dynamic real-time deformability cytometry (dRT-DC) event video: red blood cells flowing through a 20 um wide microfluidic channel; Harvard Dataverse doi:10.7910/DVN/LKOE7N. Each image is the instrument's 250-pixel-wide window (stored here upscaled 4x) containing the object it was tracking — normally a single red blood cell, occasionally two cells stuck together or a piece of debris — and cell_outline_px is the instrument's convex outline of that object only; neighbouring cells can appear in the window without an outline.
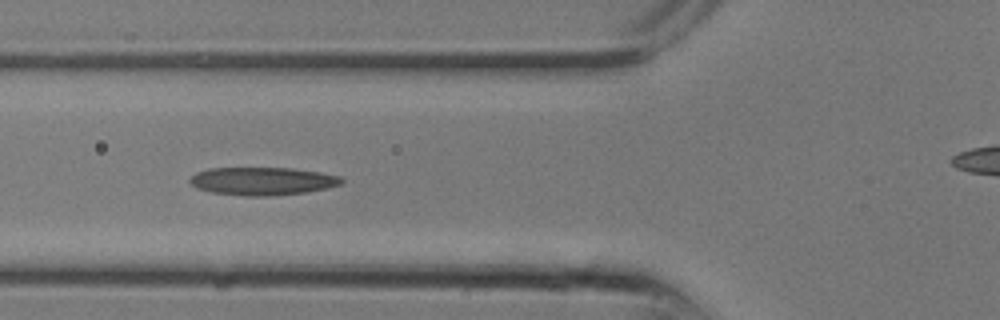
{"species": "common noctule bat (a hibernating species)", "species_latin": "Nyctalus noctula", "temperature_condition": "room temperature", "stored_images_in_passage": 15, "camera_frame_rate_fps": 3000, "um_per_image_px": 0.085, "animal": {"sex": "male", "body_mass_g": 13.3}, "frame": {"image": 1, "passage_image": 9, "time_ms": 2.667, "image_size_px": [1000, 320], "cell_outline_px": [[344, 180], [340, 184], [328, 188], [304, 192], [272, 196], [244, 196], [212, 192], [196, 188], [188, 180], [196, 172], [208, 168], [292, 168], [320, 172], [340, 176]], "centroid_in_image_um": [22.3, 15.39], "position_along_channel_um": 103.5, "area_um2": 24.74}}
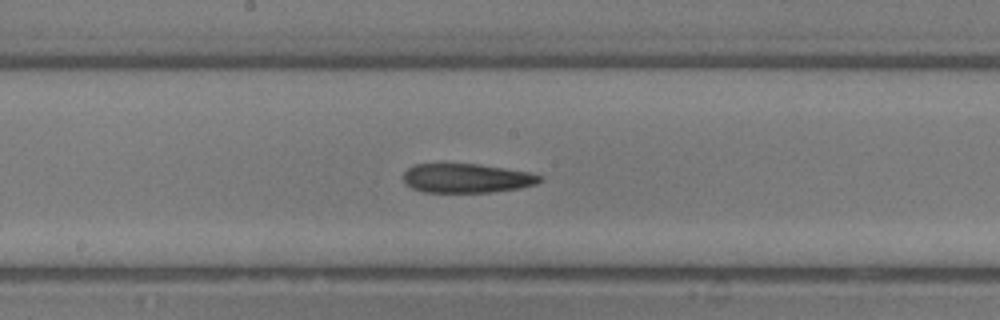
{"frame": {"image": 2, "passage_image": 13, "time_ms": 4.0, "image_size_px": [1000, 320], "cell_outline_px": [[544, 180], [536, 184], [520, 188], [492, 192], [424, 192], [412, 188], [404, 180], [404, 172], [408, 168], [416, 164], [480, 164], [532, 172], [544, 176]], "centroid_in_image_um": [39.75, 15.14], "position_along_channel_um": 208.4, "area_um2": 23.35}}
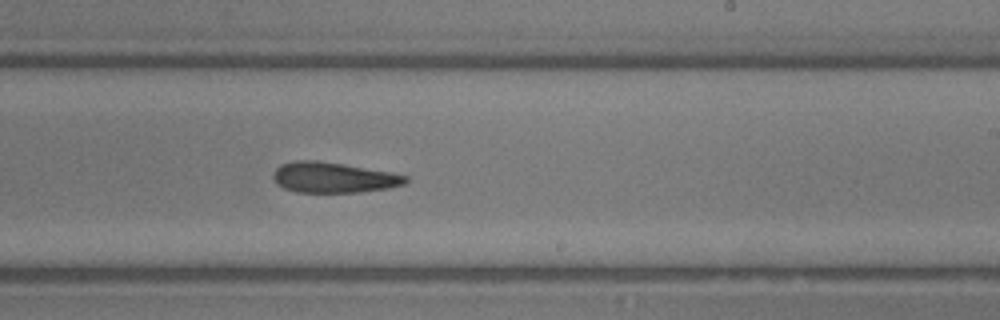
{"frame": {"image": 3, "passage_image": 15, "time_ms": 4.667, "image_size_px": [1000, 320], "cell_outline_px": [[408, 180], [404, 184], [388, 188], [360, 192], [296, 192], [284, 188], [276, 184], [272, 176], [276, 168], [280, 164], [292, 160], [316, 160], [344, 164], [392, 172], [408, 176]], "centroid_in_image_um": [28.32, 15.08], "position_along_channel_um": 260.7, "area_um2": 23.7}}